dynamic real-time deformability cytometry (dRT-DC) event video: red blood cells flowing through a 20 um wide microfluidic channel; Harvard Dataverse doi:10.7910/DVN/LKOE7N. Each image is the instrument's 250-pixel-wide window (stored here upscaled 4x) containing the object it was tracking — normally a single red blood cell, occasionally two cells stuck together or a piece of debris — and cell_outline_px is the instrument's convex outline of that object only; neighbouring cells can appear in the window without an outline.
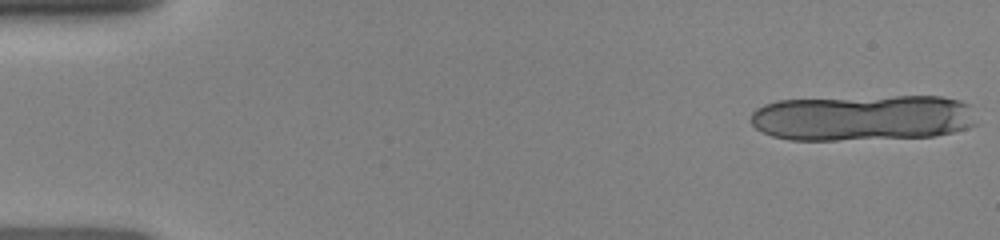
{"species": "human", "species_latin": "Homo sapiens", "temperature_condition": "room temperature", "stored_images_in_passage": 12, "camera_frame_rate_fps": 3000, "um_per_image_px": 0.085, "donor": {"sex": "female"}, "frame": {"image": 1, "passage_image": 1, "time_ms": 0.0, "image_size_px": [1000, 240], "cell_outline_px": [[976, 124], [968, 128], [952, 132], [932, 136], [836, 140], [788, 140], [772, 136], [756, 128], [748, 120], [752, 112], [756, 108], [764, 104], [776, 100], [896, 96], [940, 96], [960, 100], [968, 104]], "centroid_in_image_um": [73.28, 10.01], "position_along_channel_um": 11.7, "area_um2": 60.69}}
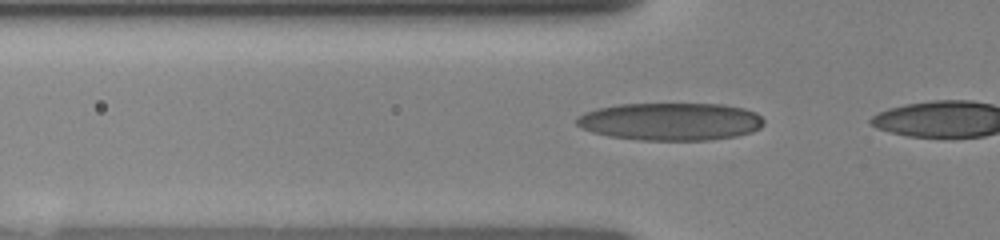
{"frame": {"image": 2, "passage_image": 9, "time_ms": 4.0, "image_size_px": [1000, 240], "cell_outline_px": [[764, 124], [760, 128], [752, 132], [736, 136], [708, 140], [640, 140], [608, 136], [592, 132], [580, 128], [576, 124], [576, 116], [584, 112], [596, 108], [620, 104], [724, 104], [744, 108], [756, 112], [764, 120]], "centroid_in_image_um": [56.98, 10.33], "position_along_channel_um": 68.8, "area_um2": 41.44}}